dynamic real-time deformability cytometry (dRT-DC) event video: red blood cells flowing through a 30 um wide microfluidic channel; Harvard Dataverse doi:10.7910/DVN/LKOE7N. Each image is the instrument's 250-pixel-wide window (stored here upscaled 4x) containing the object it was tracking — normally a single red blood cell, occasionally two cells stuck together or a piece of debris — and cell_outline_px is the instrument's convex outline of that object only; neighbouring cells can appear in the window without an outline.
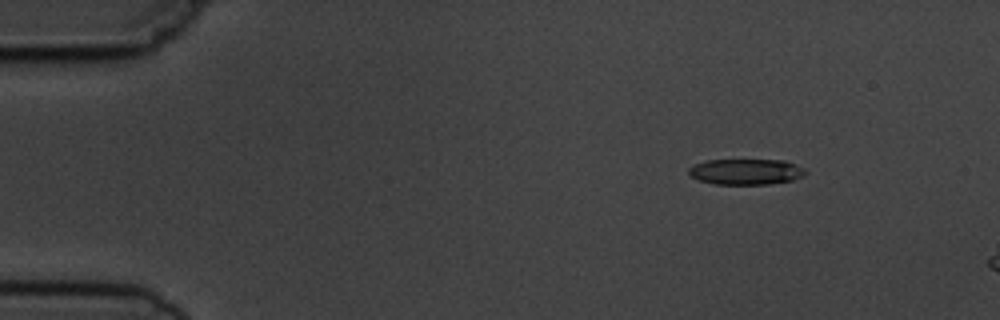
{"species": "common noctule bat (a hibernating species)", "species_latin": "Nyctalus noctula", "temperature_condition": "cold", "stored_images_in_passage": 6, "segment_of_instrument_passage": [2, 2], "camera_frame_rate_fps": 3000, "um_per_image_px": 0.085, "animal": {"sex": "male", "body_mass_g": 19.5, "forearm_length_mm": 54.6}, "frame": {"image": 1, "passage_image": 6, "time_ms": 5.667, "image_size_px": [1000, 320], "cell_outline_px": [[808, 172], [804, 176], [792, 180], [768, 184], [716, 184], [700, 180], [692, 176], [688, 172], [688, 168], [692, 164], [708, 160], [784, 160], [804, 168]], "centroid_in_image_um": [63.41, 14.59], "position_along_channel_um": 21.6, "area_um2": 17.51}}